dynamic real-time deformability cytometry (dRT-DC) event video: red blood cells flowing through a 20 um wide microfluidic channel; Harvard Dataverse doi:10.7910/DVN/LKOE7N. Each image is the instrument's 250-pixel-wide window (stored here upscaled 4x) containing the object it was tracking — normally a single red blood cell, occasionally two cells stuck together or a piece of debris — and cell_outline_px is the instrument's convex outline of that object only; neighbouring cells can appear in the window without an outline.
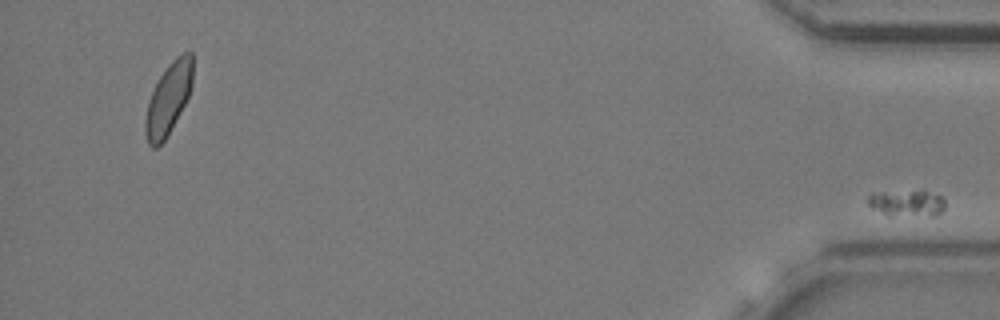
{"species": "common noctule bat (a hibernating species)", "species_latin": "Nyctalus noctula", "temperature_condition": "cold", "stored_images_in_passage": 37, "segment_of_instrument_passage": [2, 2], "camera_frame_rate_fps": 3000, "um_per_image_px": 0.085, "animal": {"sex": "female", "body_mass_g": 24.6, "forearm_length_mm": 56.2}, "frame": {"image": 1, "passage_image": 37, "time_ms": 12.0, "image_size_px": [1000, 320], "cell_outline_px": [[944, 208], [936, 216], [888, 216], [872, 208], [868, 204], [868, 196], [872, 192], [928, 192], [940, 196], [944, 200]], "centroid_in_image_um": [77.05, 17.31], "position_along_channel_um": 358.1, "area_um2": 11.79}}